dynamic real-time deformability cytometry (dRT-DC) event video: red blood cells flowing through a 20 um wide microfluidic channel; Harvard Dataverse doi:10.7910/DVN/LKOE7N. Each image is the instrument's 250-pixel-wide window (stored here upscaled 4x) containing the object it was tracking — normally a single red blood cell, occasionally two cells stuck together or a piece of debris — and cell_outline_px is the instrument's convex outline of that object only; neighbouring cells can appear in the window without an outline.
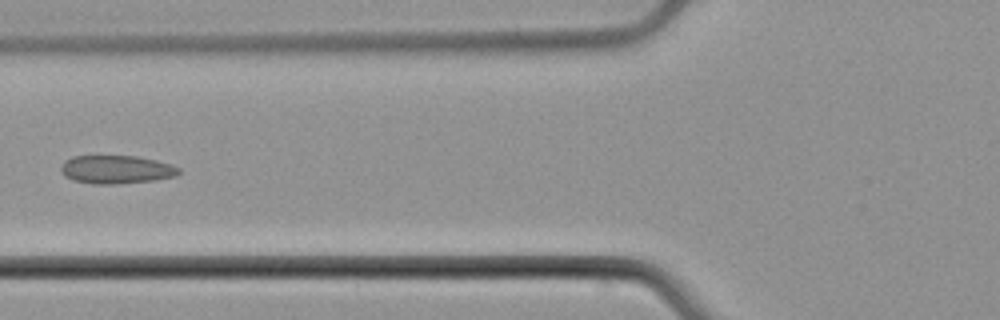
{"species": "common noctule bat (a hibernating species)", "species_latin": "Nyctalus noctula", "temperature_condition": "cold", "stored_images_in_passage": 6, "camera_frame_rate_fps": 3000, "um_per_image_px": 0.085, "animal": {"sex": "male", "body_mass_g": 21.5, "forearm_length_mm": 52.0}, "frame": {"image": 1, "passage_image": 6, "time_ms": 6.333, "image_size_px": [1000, 320], "cell_outline_px": [[180, 172], [176, 176], [156, 180], [116, 184], [92, 184], [72, 180], [64, 176], [60, 172], [60, 168], [64, 160], [72, 156], [136, 156], [156, 160], [172, 164], [180, 168]], "centroid_in_image_um": [9.87, 14.41], "position_along_channel_um": 115.9, "area_um2": 19.71}}